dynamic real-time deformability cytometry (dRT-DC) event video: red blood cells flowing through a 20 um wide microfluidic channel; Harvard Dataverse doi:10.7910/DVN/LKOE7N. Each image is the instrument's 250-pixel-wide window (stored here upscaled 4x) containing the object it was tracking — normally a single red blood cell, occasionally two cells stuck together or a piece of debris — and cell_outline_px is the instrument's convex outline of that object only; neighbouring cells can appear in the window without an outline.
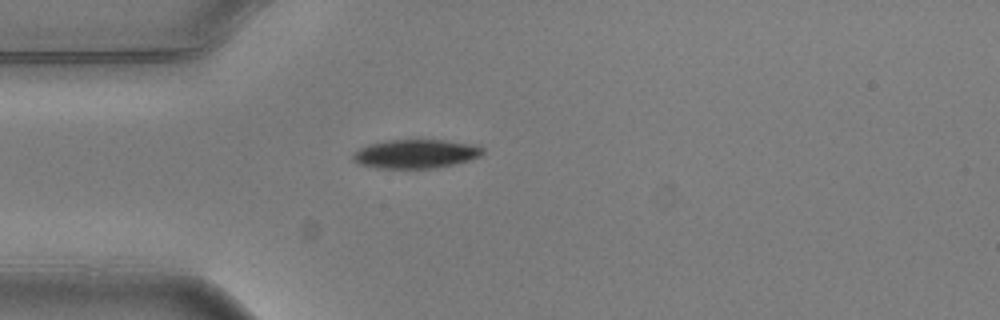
{"species": "common noctule bat (a hibernating species)", "species_latin": "Nyctalus noctula", "temperature_condition": "warm", "stored_images_in_passage": 2, "camera_frame_rate_fps": 3000, "um_per_image_px": 0.085, "animal": {"sex": "male", "body_mass_g": 20.5, "forearm_length_mm": 52.5}, "frame": {"image": 1, "passage_image": 1, "time_ms": 0.0, "image_size_px": [1000, 320], "cell_outline_px": [[484, 152], [480, 156], [456, 164], [436, 168], [376, 168], [360, 164], [352, 160], [352, 152], [368, 144], [388, 140], [444, 140], [476, 144], [484, 148]], "centroid_in_image_um": [35.34, 13.07], "position_along_channel_um": 49.7, "area_um2": 22.02}}